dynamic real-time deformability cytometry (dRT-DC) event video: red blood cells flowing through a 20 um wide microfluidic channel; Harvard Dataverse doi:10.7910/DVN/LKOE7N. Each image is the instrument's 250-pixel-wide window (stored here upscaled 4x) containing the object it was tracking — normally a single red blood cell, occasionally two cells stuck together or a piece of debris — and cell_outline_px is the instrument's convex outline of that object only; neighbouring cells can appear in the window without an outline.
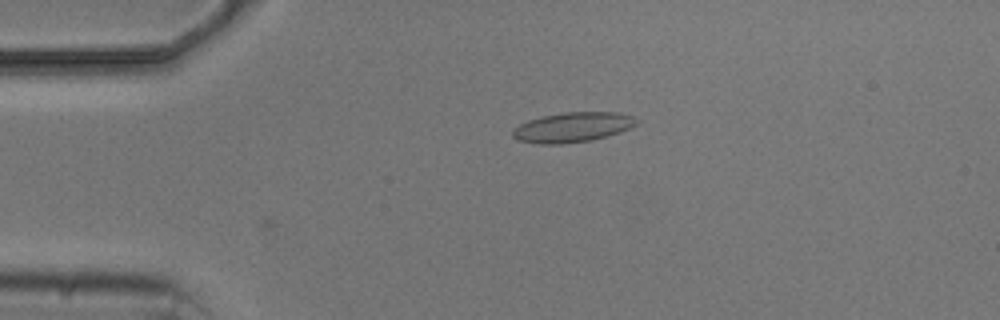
{"species": "common noctule bat (a hibernating species)", "species_latin": "Nyctalus noctula", "temperature_condition": "cold", "stored_images_in_passage": 4, "camera_frame_rate_fps": 3000, "um_per_image_px": 0.085, "animal": {"sex": "male", "body_mass_g": 20.5, "forearm_length_mm": 52.5}, "frame": {"image": 1, "passage_image": 4, "time_ms": 3.667, "image_size_px": [1000, 320], "cell_outline_px": [[640, 120], [636, 124], [620, 132], [608, 136], [592, 140], [560, 144], [540, 144], [520, 140], [512, 136], [512, 128], [528, 120], [544, 116], [564, 112], [620, 112], [632, 116]], "centroid_in_image_um": [48.68, 10.81], "position_along_channel_um": 36.3, "area_um2": 21.56}}